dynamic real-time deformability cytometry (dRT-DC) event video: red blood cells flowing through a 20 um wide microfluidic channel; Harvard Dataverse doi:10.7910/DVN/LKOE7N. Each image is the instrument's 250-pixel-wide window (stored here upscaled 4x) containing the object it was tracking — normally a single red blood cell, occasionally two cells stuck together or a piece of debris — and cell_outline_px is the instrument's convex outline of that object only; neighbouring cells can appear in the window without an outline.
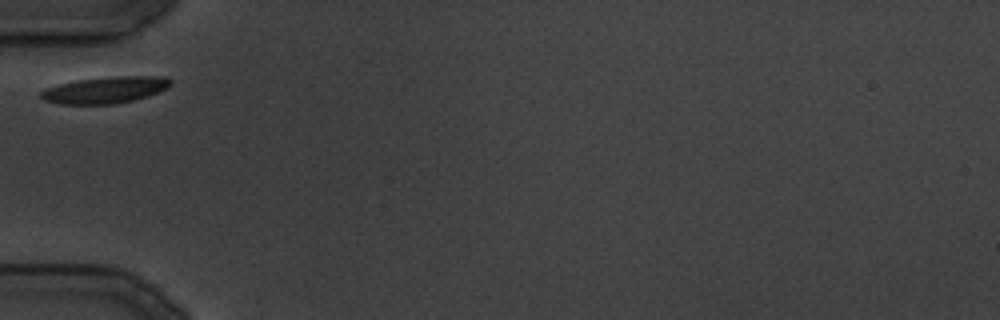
{"species": "common noctule bat (a hibernating species)", "species_latin": "Nyctalus noctula", "temperature_condition": "cold", "stored_images_in_passage": 20, "camera_frame_rate_fps": 3000, "um_per_image_px": 0.085, "animal": {"sex": "male", "body_mass_g": 19.5, "forearm_length_mm": 54.6}, "frame": {"image": 1, "passage_image": 1, "time_ms": 0.0, "image_size_px": [1000, 320], "cell_outline_px": [[172, 84], [168, 88], [132, 100], [112, 104], [60, 104], [44, 100], [40, 96], [40, 92], [44, 88], [76, 80], [116, 76], [168, 76], [172, 80]], "centroid_in_image_um": [8.94, 7.63], "position_along_channel_um": 76.1, "area_um2": 20.0}}
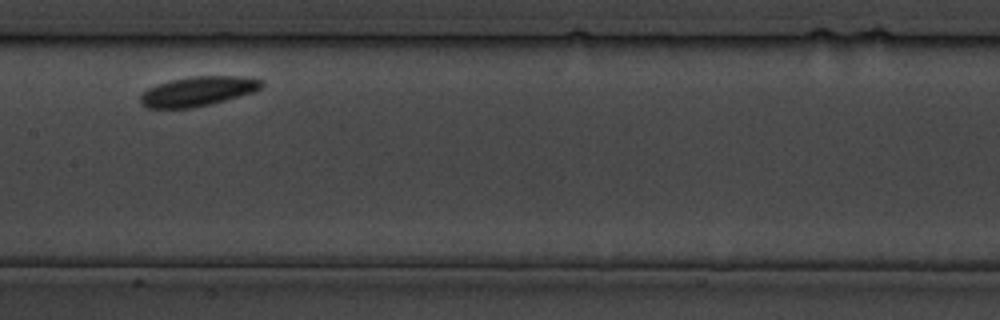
{"frame": {"image": 2, "passage_image": 8, "time_ms": 8.333, "image_size_px": [1000, 320], "cell_outline_px": [[264, 84], [260, 88], [252, 92], [212, 104], [192, 108], [148, 108], [140, 104], [140, 96], [148, 88], [156, 84], [172, 80], [192, 76], [240, 76], [264, 80]], "centroid_in_image_um": [16.81, 7.76], "position_along_channel_um": 190.6, "area_um2": 20.87}}
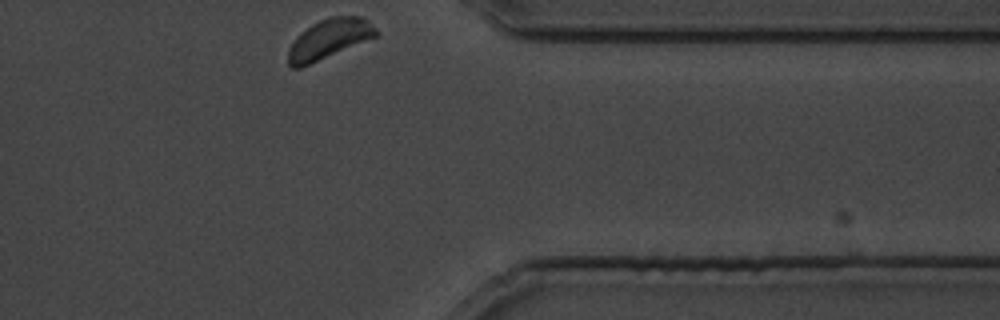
{"frame": {"image": 3, "passage_image": 20, "time_ms": 22.667, "image_size_px": [1000, 320], "cell_outline_px": [[380, 36], [300, 68], [288, 68], [288, 48], [296, 36], [300, 32], [312, 24], [328, 16], [360, 16], [376, 28], [380, 32]], "centroid_in_image_um": [27.97, 3.33], "position_along_channel_um": 383.4, "area_um2": 20.69}}